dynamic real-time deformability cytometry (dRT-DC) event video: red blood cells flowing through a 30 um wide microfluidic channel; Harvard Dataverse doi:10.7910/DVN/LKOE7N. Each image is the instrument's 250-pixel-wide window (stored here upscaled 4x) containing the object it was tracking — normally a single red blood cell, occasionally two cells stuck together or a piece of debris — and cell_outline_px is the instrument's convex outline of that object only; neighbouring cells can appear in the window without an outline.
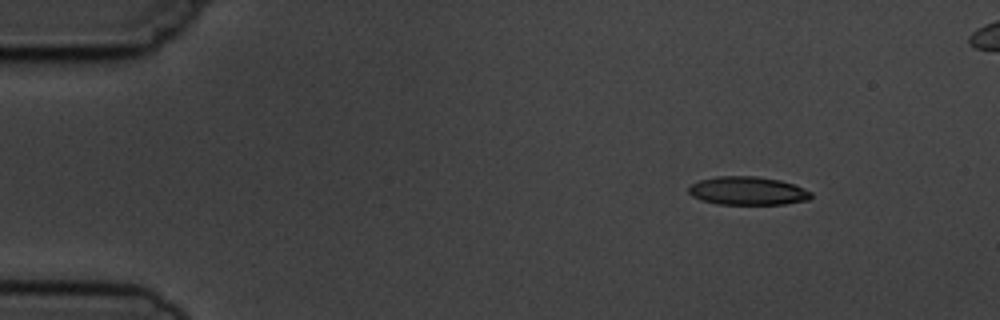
{"species": "common noctule bat (a hibernating species)", "species_latin": "Nyctalus noctula", "temperature_condition": "cold", "stored_images_in_passage": 4, "camera_frame_rate_fps": 3000, "um_per_image_px": 0.085, "animal": {"sex": "male", "body_mass_g": 19.5, "forearm_length_mm": 54.6}, "frame": {"image": 1, "passage_image": 1, "time_ms": 0.0, "image_size_px": [1000, 320], "cell_outline_px": [[812, 196], [808, 200], [784, 204], [716, 204], [692, 196], [688, 192], [688, 184], [700, 180], [716, 176], [756, 176], [780, 180], [792, 184], [812, 192]], "centroid_in_image_um": [63.52, 16.21], "position_along_channel_um": 21.5, "area_um2": 20.23}}